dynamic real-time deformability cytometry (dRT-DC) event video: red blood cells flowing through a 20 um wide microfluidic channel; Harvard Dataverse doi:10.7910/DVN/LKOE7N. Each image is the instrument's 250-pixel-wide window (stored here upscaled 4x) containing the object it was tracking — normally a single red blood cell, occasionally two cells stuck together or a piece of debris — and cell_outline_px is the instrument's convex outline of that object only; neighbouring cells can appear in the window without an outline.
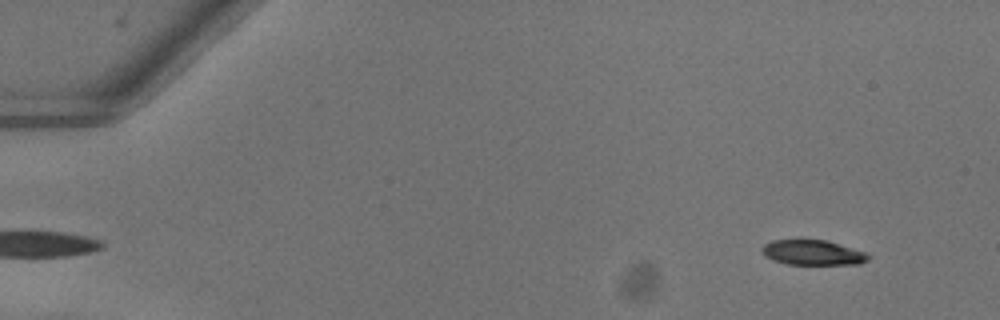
{"species": "common noctule bat (a hibernating species)", "species_latin": "Nyctalus noctula", "temperature_condition": "warm", "stored_images_in_passage": 49, "camera_frame_rate_fps": 3000, "um_per_image_px": 0.085, "animal": {"sex": "female"}, "frame": {"image": 1, "passage_image": 2, "time_ms": 0.333, "image_size_px": [1000, 320], "cell_outline_px": [[872, 256], [868, 260], [860, 264], [788, 264], [772, 260], [764, 256], [760, 248], [764, 244], [772, 240], [828, 240], [864, 252]], "centroid_in_image_um": [69.07, 21.47], "position_along_channel_um": 15.9, "area_um2": 15.55}}
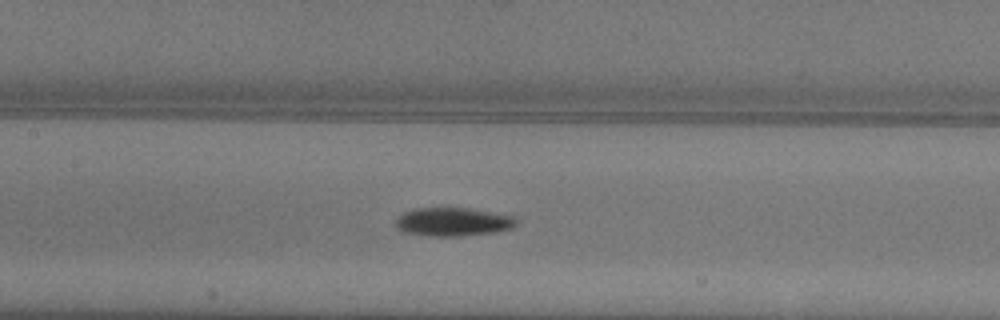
{"frame": {"image": 2, "passage_image": 23, "time_ms": 7.333, "image_size_px": [1000, 320], "cell_outline_px": [[520, 220], [512, 228], [496, 232], [460, 236], [428, 236], [404, 232], [396, 228], [396, 220], [404, 212], [416, 208], [468, 208], [516, 216]], "centroid_in_image_um": [38.55, 18.86], "position_along_channel_um": 168.9, "area_um2": 20.17}}
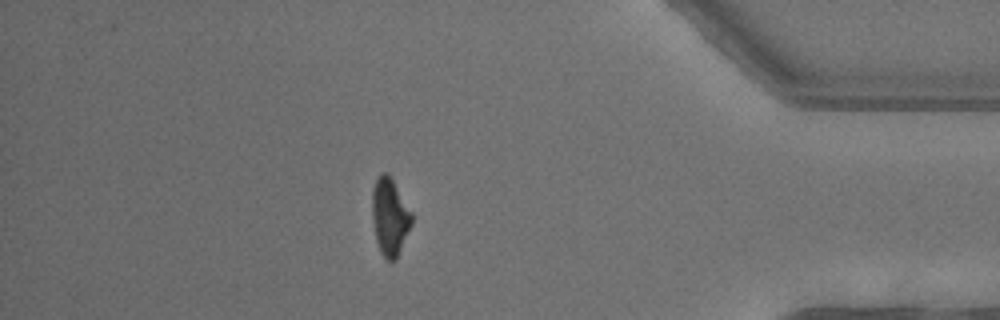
{"frame": {"image": 3, "passage_image": 43, "time_ms": 14.0, "image_size_px": [1000, 320], "cell_outline_px": [[412, 224], [396, 260], [388, 260], [380, 252], [376, 240], [372, 220], [372, 192], [376, 180], [380, 172], [388, 172], [412, 212]], "centroid_in_image_um": [33.13, 18.41], "position_along_channel_um": 402.1, "area_um2": 17.86}, "authors_computed_cell_mechanics": {"area_um2": 18.2648, "velocity_mm_per_s": 4.0433, "shape_relaxation_time_tau1_ms": 4.1852, "shape_relaxation_time_tau2_ms": 9.7479, "deformation_change_tau1": 0.1622, "deformation_change_tau2": 0.1748}}